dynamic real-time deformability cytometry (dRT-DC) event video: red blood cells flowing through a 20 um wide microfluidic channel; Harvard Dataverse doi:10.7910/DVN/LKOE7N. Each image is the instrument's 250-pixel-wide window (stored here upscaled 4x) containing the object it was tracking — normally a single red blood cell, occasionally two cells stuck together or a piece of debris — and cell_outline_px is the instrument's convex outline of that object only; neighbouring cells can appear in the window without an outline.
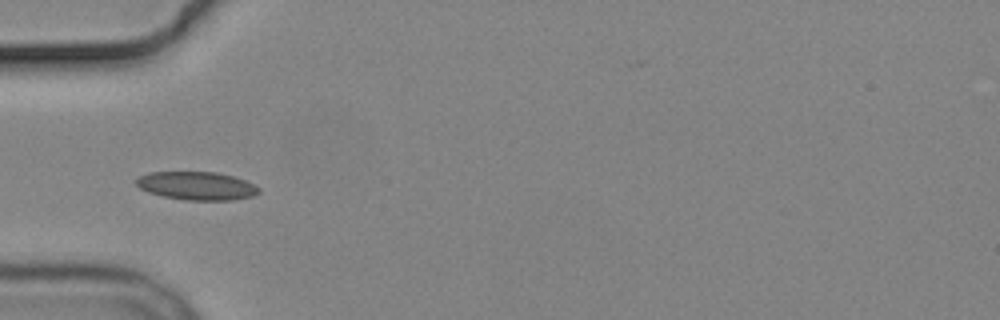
{"species": "common noctule bat (a hibernating species)", "species_latin": "Nyctalus noctula", "temperature_condition": "cold", "stored_images_in_passage": 7, "camera_frame_rate_fps": 3000, "um_per_image_px": 0.085, "animal": {"sex": "male", "body_mass_g": 19.2, "forearm_length_mm": 51.8}, "frame": {"image": 1, "passage_image": 6, "time_ms": 6.0, "image_size_px": [1000, 320], "cell_outline_px": [[260, 192], [252, 196], [232, 200], [184, 200], [164, 196], [148, 192], [140, 188], [136, 184], [136, 180], [140, 176], [148, 172], [216, 172], [232, 176], [244, 180], [260, 188]], "centroid_in_image_um": [16.71, 15.79], "position_along_channel_um": 68.3, "area_um2": 20.06}}
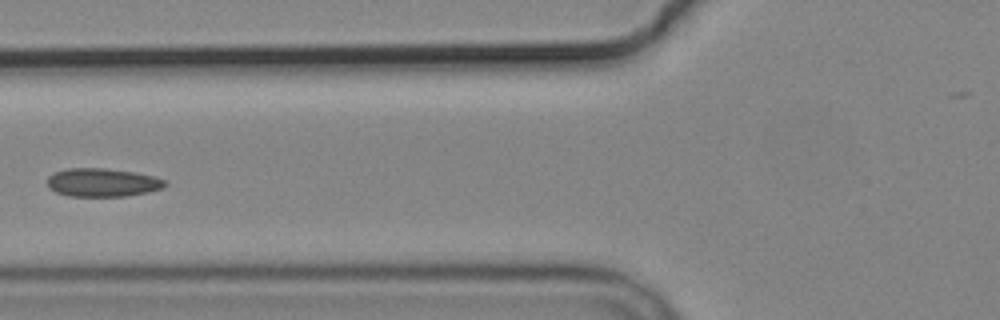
{"frame": {"image": 2, "passage_image": 7, "time_ms": 7.333, "image_size_px": [1000, 320], "cell_outline_px": [[168, 184], [164, 188], [148, 192], [124, 196], [68, 196], [56, 192], [48, 188], [48, 176], [56, 172], [68, 168], [104, 168], [136, 172], [156, 176], [164, 180]], "centroid_in_image_um": [8.74, 15.51], "position_along_channel_um": 117.1, "area_um2": 19.59}}